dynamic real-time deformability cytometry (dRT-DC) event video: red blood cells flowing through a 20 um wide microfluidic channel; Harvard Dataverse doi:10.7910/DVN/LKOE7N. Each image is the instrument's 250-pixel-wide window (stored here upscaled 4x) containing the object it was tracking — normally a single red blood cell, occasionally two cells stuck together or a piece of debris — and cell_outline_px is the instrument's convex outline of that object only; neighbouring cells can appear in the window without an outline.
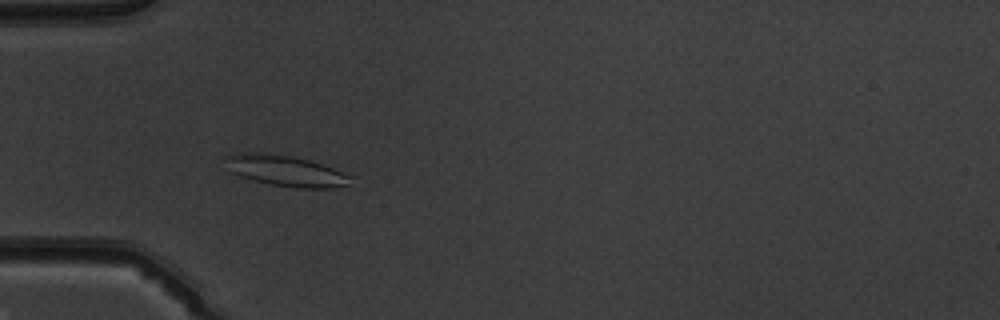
{"species": "common noctule bat (a hibernating species)", "species_latin": "Nyctalus noctula", "temperature_condition": "warm", "stored_images_in_passage": 51, "camera_frame_rate_fps": 3000, "um_per_image_px": 0.085, "animal": {"sex": "male", "body_mass_g": 19.5, "forearm_length_mm": 54.6}, "frame": {"image": 1, "passage_image": 16, "time_ms": 5.0, "image_size_px": [1000, 320], "cell_outline_px": [[352, 176], [348, 184], [328, 188], [296, 188], [272, 184], [240, 176], [228, 172], [224, 156], [240, 152], [260, 152], [292, 156], [312, 160], [324, 164]], "centroid_in_image_um": [24.24, 14.49], "position_along_channel_um": 60.8, "area_um2": 22.6}}
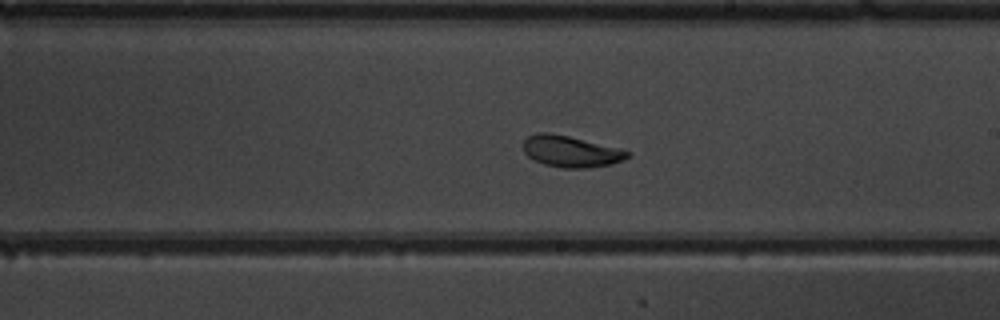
{"frame": {"image": 2, "passage_image": 30, "time_ms": 9.667, "image_size_px": [1000, 320], "cell_outline_px": [[632, 156], [624, 160], [612, 164], [588, 168], [564, 168], [544, 164], [528, 156], [524, 152], [524, 140], [528, 136], [536, 132], [548, 132], [568, 136], [620, 148], [632, 152]], "centroid_in_image_um": [48.57, 12.87], "position_along_channel_um": 240.4, "area_um2": 19.13}}
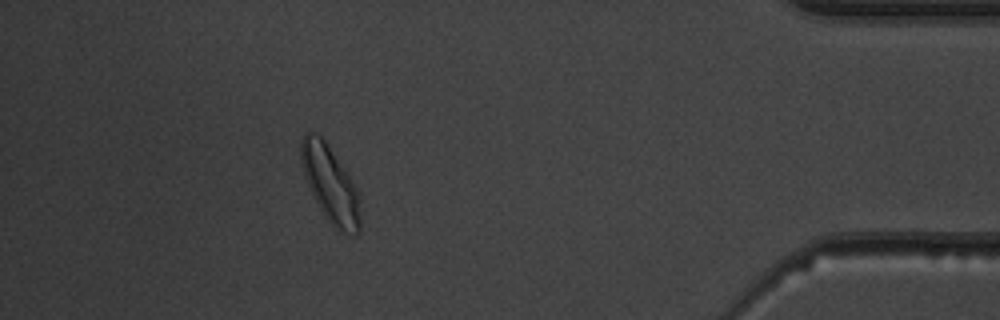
{"frame": {"image": 3, "passage_image": 46, "time_ms": 15.0, "image_size_px": [1000, 320], "cell_outline_px": [[360, 232], [356, 236], [352, 236], [336, 228], [324, 216], [304, 176], [300, 160], [300, 144], [304, 132], [316, 132], [324, 140], [348, 176], [356, 192], [360, 220]], "centroid_in_image_um": [28.02, 15.66], "position_along_channel_um": 407.2, "area_um2": 25.55}, "authors_computed_cell_mechanics": {"area_um2": 21.3282, "velocity_mm_per_s": 3.9655, "shape_relaxation_time_tau1_ms": 3.4793, "shape_relaxation_time_tau2_ms": 11.0012, "deformation_change_tau1": 0.1074, "deformation_change_tau2": 0.1555}}